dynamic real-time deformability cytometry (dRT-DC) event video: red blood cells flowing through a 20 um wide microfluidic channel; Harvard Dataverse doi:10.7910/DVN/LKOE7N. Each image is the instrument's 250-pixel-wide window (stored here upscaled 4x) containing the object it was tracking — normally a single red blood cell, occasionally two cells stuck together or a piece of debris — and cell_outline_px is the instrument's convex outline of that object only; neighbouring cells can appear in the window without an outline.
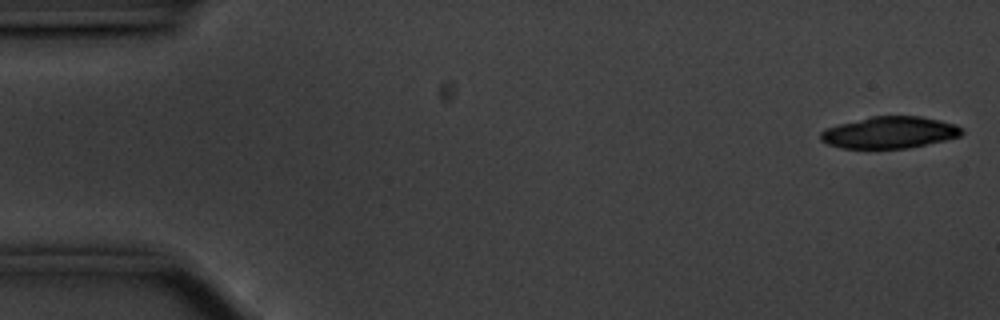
{"species": "common noctule bat (a hibernating species)", "species_latin": "Nyctalus noctula", "temperature_condition": "cold", "stored_images_in_passage": 55, "camera_frame_rate_fps": 3000, "um_per_image_px": 0.085, "animal": {"sex": "male", "body_mass_g": 20.1, "forearm_length_mm": 53.5}, "frame": {"image": 1, "passage_image": 1, "time_ms": 0.0, "image_size_px": [1000, 320], "cell_outline_px": [[964, 132], [960, 136], [944, 140], [908, 148], [840, 148], [828, 144], [820, 140], [820, 132], [824, 128], [872, 116], [920, 116], [940, 120], [956, 124]], "centroid_in_image_um": [75.6, 11.26], "position_along_channel_um": 9.4, "area_um2": 26.01}}